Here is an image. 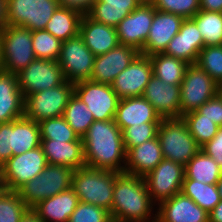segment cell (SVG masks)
<instances>
[{"label": "cell", "mask_w": 222, "mask_h": 222, "mask_svg": "<svg viewBox=\"0 0 222 222\" xmlns=\"http://www.w3.org/2000/svg\"><path fill=\"white\" fill-rule=\"evenodd\" d=\"M87 167L124 172L126 151L121 129L114 120H96L82 137Z\"/></svg>", "instance_id": "cell-1"}, {"label": "cell", "mask_w": 222, "mask_h": 222, "mask_svg": "<svg viewBox=\"0 0 222 222\" xmlns=\"http://www.w3.org/2000/svg\"><path fill=\"white\" fill-rule=\"evenodd\" d=\"M155 206L143 177L125 172L117 174L109 212L111 219L115 222H156Z\"/></svg>", "instance_id": "cell-2"}, {"label": "cell", "mask_w": 222, "mask_h": 222, "mask_svg": "<svg viewBox=\"0 0 222 222\" xmlns=\"http://www.w3.org/2000/svg\"><path fill=\"white\" fill-rule=\"evenodd\" d=\"M118 172L91 167L75 169L72 189L79 201L111 211L114 183Z\"/></svg>", "instance_id": "cell-3"}, {"label": "cell", "mask_w": 222, "mask_h": 222, "mask_svg": "<svg viewBox=\"0 0 222 222\" xmlns=\"http://www.w3.org/2000/svg\"><path fill=\"white\" fill-rule=\"evenodd\" d=\"M157 137L164 159L186 165L200 150L182 118L161 119Z\"/></svg>", "instance_id": "cell-4"}, {"label": "cell", "mask_w": 222, "mask_h": 222, "mask_svg": "<svg viewBox=\"0 0 222 222\" xmlns=\"http://www.w3.org/2000/svg\"><path fill=\"white\" fill-rule=\"evenodd\" d=\"M74 169L69 166L48 164L35 178L23 185L18 193L31 209L38 202L72 188Z\"/></svg>", "instance_id": "cell-5"}, {"label": "cell", "mask_w": 222, "mask_h": 222, "mask_svg": "<svg viewBox=\"0 0 222 222\" xmlns=\"http://www.w3.org/2000/svg\"><path fill=\"white\" fill-rule=\"evenodd\" d=\"M2 70L17 74L36 57L32 47V31L22 26L6 25L0 31Z\"/></svg>", "instance_id": "cell-6"}, {"label": "cell", "mask_w": 222, "mask_h": 222, "mask_svg": "<svg viewBox=\"0 0 222 222\" xmlns=\"http://www.w3.org/2000/svg\"><path fill=\"white\" fill-rule=\"evenodd\" d=\"M73 94L74 83L66 80L59 86L28 95L25 97L24 116L37 123L62 116Z\"/></svg>", "instance_id": "cell-7"}, {"label": "cell", "mask_w": 222, "mask_h": 222, "mask_svg": "<svg viewBox=\"0 0 222 222\" xmlns=\"http://www.w3.org/2000/svg\"><path fill=\"white\" fill-rule=\"evenodd\" d=\"M220 90L221 86L203 69L196 64H190L180 84V118L217 96Z\"/></svg>", "instance_id": "cell-8"}, {"label": "cell", "mask_w": 222, "mask_h": 222, "mask_svg": "<svg viewBox=\"0 0 222 222\" xmlns=\"http://www.w3.org/2000/svg\"><path fill=\"white\" fill-rule=\"evenodd\" d=\"M47 165L41 146L12 156L1 166L4 188L18 191L31 179L37 177Z\"/></svg>", "instance_id": "cell-9"}, {"label": "cell", "mask_w": 222, "mask_h": 222, "mask_svg": "<svg viewBox=\"0 0 222 222\" xmlns=\"http://www.w3.org/2000/svg\"><path fill=\"white\" fill-rule=\"evenodd\" d=\"M58 7V0H7L6 25L43 30Z\"/></svg>", "instance_id": "cell-10"}, {"label": "cell", "mask_w": 222, "mask_h": 222, "mask_svg": "<svg viewBox=\"0 0 222 222\" xmlns=\"http://www.w3.org/2000/svg\"><path fill=\"white\" fill-rule=\"evenodd\" d=\"M184 177V165L163 159L143 179L152 202L155 205H159L161 202L181 192Z\"/></svg>", "instance_id": "cell-11"}, {"label": "cell", "mask_w": 222, "mask_h": 222, "mask_svg": "<svg viewBox=\"0 0 222 222\" xmlns=\"http://www.w3.org/2000/svg\"><path fill=\"white\" fill-rule=\"evenodd\" d=\"M95 55L87 48L80 34L62 41L58 59L63 75L68 82L90 80Z\"/></svg>", "instance_id": "cell-12"}, {"label": "cell", "mask_w": 222, "mask_h": 222, "mask_svg": "<svg viewBox=\"0 0 222 222\" xmlns=\"http://www.w3.org/2000/svg\"><path fill=\"white\" fill-rule=\"evenodd\" d=\"M19 89L24 98L63 84L66 79L58 61L35 58L17 74Z\"/></svg>", "instance_id": "cell-13"}, {"label": "cell", "mask_w": 222, "mask_h": 222, "mask_svg": "<svg viewBox=\"0 0 222 222\" xmlns=\"http://www.w3.org/2000/svg\"><path fill=\"white\" fill-rule=\"evenodd\" d=\"M74 93L83 101L94 120H114L120 98L111 84L83 80L74 83Z\"/></svg>", "instance_id": "cell-14"}, {"label": "cell", "mask_w": 222, "mask_h": 222, "mask_svg": "<svg viewBox=\"0 0 222 222\" xmlns=\"http://www.w3.org/2000/svg\"><path fill=\"white\" fill-rule=\"evenodd\" d=\"M155 8L151 3L142 2L115 28L121 45L132 46L140 53L148 38Z\"/></svg>", "instance_id": "cell-15"}, {"label": "cell", "mask_w": 222, "mask_h": 222, "mask_svg": "<svg viewBox=\"0 0 222 222\" xmlns=\"http://www.w3.org/2000/svg\"><path fill=\"white\" fill-rule=\"evenodd\" d=\"M153 75L149 56L139 54L111 83L112 89L120 99L140 97Z\"/></svg>", "instance_id": "cell-16"}, {"label": "cell", "mask_w": 222, "mask_h": 222, "mask_svg": "<svg viewBox=\"0 0 222 222\" xmlns=\"http://www.w3.org/2000/svg\"><path fill=\"white\" fill-rule=\"evenodd\" d=\"M139 54L140 52L136 48L119 44L107 53L96 56L90 80L111 84Z\"/></svg>", "instance_id": "cell-17"}, {"label": "cell", "mask_w": 222, "mask_h": 222, "mask_svg": "<svg viewBox=\"0 0 222 222\" xmlns=\"http://www.w3.org/2000/svg\"><path fill=\"white\" fill-rule=\"evenodd\" d=\"M183 20L182 16L155 9L150 32L140 54L151 56L164 53L169 42L180 31Z\"/></svg>", "instance_id": "cell-18"}, {"label": "cell", "mask_w": 222, "mask_h": 222, "mask_svg": "<svg viewBox=\"0 0 222 222\" xmlns=\"http://www.w3.org/2000/svg\"><path fill=\"white\" fill-rule=\"evenodd\" d=\"M142 96L161 119L180 118V85L165 84L152 75Z\"/></svg>", "instance_id": "cell-19"}, {"label": "cell", "mask_w": 222, "mask_h": 222, "mask_svg": "<svg viewBox=\"0 0 222 222\" xmlns=\"http://www.w3.org/2000/svg\"><path fill=\"white\" fill-rule=\"evenodd\" d=\"M157 207L156 222H209V213L182 192Z\"/></svg>", "instance_id": "cell-20"}, {"label": "cell", "mask_w": 222, "mask_h": 222, "mask_svg": "<svg viewBox=\"0 0 222 222\" xmlns=\"http://www.w3.org/2000/svg\"><path fill=\"white\" fill-rule=\"evenodd\" d=\"M204 47L203 37L192 18L184 19L180 31L169 42L164 54L195 64Z\"/></svg>", "instance_id": "cell-21"}, {"label": "cell", "mask_w": 222, "mask_h": 222, "mask_svg": "<svg viewBox=\"0 0 222 222\" xmlns=\"http://www.w3.org/2000/svg\"><path fill=\"white\" fill-rule=\"evenodd\" d=\"M79 34L95 57L107 53L120 44L115 27L91 20L86 14L81 19Z\"/></svg>", "instance_id": "cell-22"}, {"label": "cell", "mask_w": 222, "mask_h": 222, "mask_svg": "<svg viewBox=\"0 0 222 222\" xmlns=\"http://www.w3.org/2000/svg\"><path fill=\"white\" fill-rule=\"evenodd\" d=\"M25 98L19 89L17 76L0 71V124L12 122L24 116Z\"/></svg>", "instance_id": "cell-23"}, {"label": "cell", "mask_w": 222, "mask_h": 222, "mask_svg": "<svg viewBox=\"0 0 222 222\" xmlns=\"http://www.w3.org/2000/svg\"><path fill=\"white\" fill-rule=\"evenodd\" d=\"M117 126L125 128L147 122H160L161 117L143 96L120 99L114 118Z\"/></svg>", "instance_id": "cell-24"}, {"label": "cell", "mask_w": 222, "mask_h": 222, "mask_svg": "<svg viewBox=\"0 0 222 222\" xmlns=\"http://www.w3.org/2000/svg\"><path fill=\"white\" fill-rule=\"evenodd\" d=\"M164 159L158 137L131 148L126 153L125 173L144 177Z\"/></svg>", "instance_id": "cell-25"}, {"label": "cell", "mask_w": 222, "mask_h": 222, "mask_svg": "<svg viewBox=\"0 0 222 222\" xmlns=\"http://www.w3.org/2000/svg\"><path fill=\"white\" fill-rule=\"evenodd\" d=\"M79 203L74 190L60 192L59 194L38 202L31 208L43 222H68Z\"/></svg>", "instance_id": "cell-26"}, {"label": "cell", "mask_w": 222, "mask_h": 222, "mask_svg": "<svg viewBox=\"0 0 222 222\" xmlns=\"http://www.w3.org/2000/svg\"><path fill=\"white\" fill-rule=\"evenodd\" d=\"M41 147L48 164L69 166L74 170L86 166L83 141L41 139Z\"/></svg>", "instance_id": "cell-27"}, {"label": "cell", "mask_w": 222, "mask_h": 222, "mask_svg": "<svg viewBox=\"0 0 222 222\" xmlns=\"http://www.w3.org/2000/svg\"><path fill=\"white\" fill-rule=\"evenodd\" d=\"M141 3V0H96L86 15L91 20L116 27Z\"/></svg>", "instance_id": "cell-28"}, {"label": "cell", "mask_w": 222, "mask_h": 222, "mask_svg": "<svg viewBox=\"0 0 222 222\" xmlns=\"http://www.w3.org/2000/svg\"><path fill=\"white\" fill-rule=\"evenodd\" d=\"M41 146L39 124L22 116L11 122V148L14 155H20Z\"/></svg>", "instance_id": "cell-29"}, {"label": "cell", "mask_w": 222, "mask_h": 222, "mask_svg": "<svg viewBox=\"0 0 222 222\" xmlns=\"http://www.w3.org/2000/svg\"><path fill=\"white\" fill-rule=\"evenodd\" d=\"M83 14L77 10L59 6L45 28L61 41H66L79 34Z\"/></svg>", "instance_id": "cell-30"}, {"label": "cell", "mask_w": 222, "mask_h": 222, "mask_svg": "<svg viewBox=\"0 0 222 222\" xmlns=\"http://www.w3.org/2000/svg\"><path fill=\"white\" fill-rule=\"evenodd\" d=\"M149 57L152 62L154 76L165 84L180 85L182 83L189 63L164 53Z\"/></svg>", "instance_id": "cell-31"}, {"label": "cell", "mask_w": 222, "mask_h": 222, "mask_svg": "<svg viewBox=\"0 0 222 222\" xmlns=\"http://www.w3.org/2000/svg\"><path fill=\"white\" fill-rule=\"evenodd\" d=\"M222 175L217 162L201 149L185 165V176L206 184H216Z\"/></svg>", "instance_id": "cell-32"}, {"label": "cell", "mask_w": 222, "mask_h": 222, "mask_svg": "<svg viewBox=\"0 0 222 222\" xmlns=\"http://www.w3.org/2000/svg\"><path fill=\"white\" fill-rule=\"evenodd\" d=\"M181 192L190 197L197 205H199L207 213L221 201L216 184H206L198 180L188 179L184 177Z\"/></svg>", "instance_id": "cell-33"}, {"label": "cell", "mask_w": 222, "mask_h": 222, "mask_svg": "<svg viewBox=\"0 0 222 222\" xmlns=\"http://www.w3.org/2000/svg\"><path fill=\"white\" fill-rule=\"evenodd\" d=\"M62 116L80 138L95 121L86 104L75 93L70 97Z\"/></svg>", "instance_id": "cell-34"}, {"label": "cell", "mask_w": 222, "mask_h": 222, "mask_svg": "<svg viewBox=\"0 0 222 222\" xmlns=\"http://www.w3.org/2000/svg\"><path fill=\"white\" fill-rule=\"evenodd\" d=\"M192 19L203 37L204 46L222 45V13L199 10Z\"/></svg>", "instance_id": "cell-35"}, {"label": "cell", "mask_w": 222, "mask_h": 222, "mask_svg": "<svg viewBox=\"0 0 222 222\" xmlns=\"http://www.w3.org/2000/svg\"><path fill=\"white\" fill-rule=\"evenodd\" d=\"M182 119L200 147L212 140L220 128L213 120L205 118L197 110L187 112L182 116Z\"/></svg>", "instance_id": "cell-36"}, {"label": "cell", "mask_w": 222, "mask_h": 222, "mask_svg": "<svg viewBox=\"0 0 222 222\" xmlns=\"http://www.w3.org/2000/svg\"><path fill=\"white\" fill-rule=\"evenodd\" d=\"M62 41L45 29L32 31V47L36 58L58 61Z\"/></svg>", "instance_id": "cell-37"}, {"label": "cell", "mask_w": 222, "mask_h": 222, "mask_svg": "<svg viewBox=\"0 0 222 222\" xmlns=\"http://www.w3.org/2000/svg\"><path fill=\"white\" fill-rule=\"evenodd\" d=\"M38 124L41 139H52L65 142L82 141V138L73 131L63 116L45 119Z\"/></svg>", "instance_id": "cell-38"}, {"label": "cell", "mask_w": 222, "mask_h": 222, "mask_svg": "<svg viewBox=\"0 0 222 222\" xmlns=\"http://www.w3.org/2000/svg\"><path fill=\"white\" fill-rule=\"evenodd\" d=\"M29 209L18 191L4 189L0 193V222H20Z\"/></svg>", "instance_id": "cell-39"}, {"label": "cell", "mask_w": 222, "mask_h": 222, "mask_svg": "<svg viewBox=\"0 0 222 222\" xmlns=\"http://www.w3.org/2000/svg\"><path fill=\"white\" fill-rule=\"evenodd\" d=\"M195 64L222 87V45L204 46Z\"/></svg>", "instance_id": "cell-40"}, {"label": "cell", "mask_w": 222, "mask_h": 222, "mask_svg": "<svg viewBox=\"0 0 222 222\" xmlns=\"http://www.w3.org/2000/svg\"><path fill=\"white\" fill-rule=\"evenodd\" d=\"M160 122H147L132 125L122 131L123 144L126 153L133 147L157 137Z\"/></svg>", "instance_id": "cell-41"}, {"label": "cell", "mask_w": 222, "mask_h": 222, "mask_svg": "<svg viewBox=\"0 0 222 222\" xmlns=\"http://www.w3.org/2000/svg\"><path fill=\"white\" fill-rule=\"evenodd\" d=\"M155 9L192 18L200 10V0H152Z\"/></svg>", "instance_id": "cell-42"}, {"label": "cell", "mask_w": 222, "mask_h": 222, "mask_svg": "<svg viewBox=\"0 0 222 222\" xmlns=\"http://www.w3.org/2000/svg\"><path fill=\"white\" fill-rule=\"evenodd\" d=\"M110 219L106 209L79 201L68 222H108Z\"/></svg>", "instance_id": "cell-43"}, {"label": "cell", "mask_w": 222, "mask_h": 222, "mask_svg": "<svg viewBox=\"0 0 222 222\" xmlns=\"http://www.w3.org/2000/svg\"><path fill=\"white\" fill-rule=\"evenodd\" d=\"M196 110L205 118L213 120L218 126L222 127V96L220 94L203 103Z\"/></svg>", "instance_id": "cell-44"}, {"label": "cell", "mask_w": 222, "mask_h": 222, "mask_svg": "<svg viewBox=\"0 0 222 222\" xmlns=\"http://www.w3.org/2000/svg\"><path fill=\"white\" fill-rule=\"evenodd\" d=\"M200 149L214 159L222 170V127H220L212 140L206 142Z\"/></svg>", "instance_id": "cell-45"}, {"label": "cell", "mask_w": 222, "mask_h": 222, "mask_svg": "<svg viewBox=\"0 0 222 222\" xmlns=\"http://www.w3.org/2000/svg\"><path fill=\"white\" fill-rule=\"evenodd\" d=\"M11 146V122L0 124V166L13 156Z\"/></svg>", "instance_id": "cell-46"}, {"label": "cell", "mask_w": 222, "mask_h": 222, "mask_svg": "<svg viewBox=\"0 0 222 222\" xmlns=\"http://www.w3.org/2000/svg\"><path fill=\"white\" fill-rule=\"evenodd\" d=\"M96 0H58L61 7L79 11L85 15Z\"/></svg>", "instance_id": "cell-47"}, {"label": "cell", "mask_w": 222, "mask_h": 222, "mask_svg": "<svg viewBox=\"0 0 222 222\" xmlns=\"http://www.w3.org/2000/svg\"><path fill=\"white\" fill-rule=\"evenodd\" d=\"M200 10L222 13V0H200Z\"/></svg>", "instance_id": "cell-48"}, {"label": "cell", "mask_w": 222, "mask_h": 222, "mask_svg": "<svg viewBox=\"0 0 222 222\" xmlns=\"http://www.w3.org/2000/svg\"><path fill=\"white\" fill-rule=\"evenodd\" d=\"M209 222H222V199L209 213Z\"/></svg>", "instance_id": "cell-49"}, {"label": "cell", "mask_w": 222, "mask_h": 222, "mask_svg": "<svg viewBox=\"0 0 222 222\" xmlns=\"http://www.w3.org/2000/svg\"><path fill=\"white\" fill-rule=\"evenodd\" d=\"M7 0H0V31L6 26Z\"/></svg>", "instance_id": "cell-50"}, {"label": "cell", "mask_w": 222, "mask_h": 222, "mask_svg": "<svg viewBox=\"0 0 222 222\" xmlns=\"http://www.w3.org/2000/svg\"><path fill=\"white\" fill-rule=\"evenodd\" d=\"M20 222H43V220L34 211L29 209Z\"/></svg>", "instance_id": "cell-51"}, {"label": "cell", "mask_w": 222, "mask_h": 222, "mask_svg": "<svg viewBox=\"0 0 222 222\" xmlns=\"http://www.w3.org/2000/svg\"><path fill=\"white\" fill-rule=\"evenodd\" d=\"M216 186H217L220 198L222 199V175H221L220 179L218 180V182L216 183Z\"/></svg>", "instance_id": "cell-52"}, {"label": "cell", "mask_w": 222, "mask_h": 222, "mask_svg": "<svg viewBox=\"0 0 222 222\" xmlns=\"http://www.w3.org/2000/svg\"><path fill=\"white\" fill-rule=\"evenodd\" d=\"M3 65H2V43H1V38H0V71L2 70Z\"/></svg>", "instance_id": "cell-53"}, {"label": "cell", "mask_w": 222, "mask_h": 222, "mask_svg": "<svg viewBox=\"0 0 222 222\" xmlns=\"http://www.w3.org/2000/svg\"><path fill=\"white\" fill-rule=\"evenodd\" d=\"M4 189H5V188H4L3 183H0V193H1Z\"/></svg>", "instance_id": "cell-54"}, {"label": "cell", "mask_w": 222, "mask_h": 222, "mask_svg": "<svg viewBox=\"0 0 222 222\" xmlns=\"http://www.w3.org/2000/svg\"><path fill=\"white\" fill-rule=\"evenodd\" d=\"M1 166H0V183H2V170H1Z\"/></svg>", "instance_id": "cell-55"}, {"label": "cell", "mask_w": 222, "mask_h": 222, "mask_svg": "<svg viewBox=\"0 0 222 222\" xmlns=\"http://www.w3.org/2000/svg\"><path fill=\"white\" fill-rule=\"evenodd\" d=\"M144 3H151L152 0H141Z\"/></svg>", "instance_id": "cell-56"}]
</instances>
